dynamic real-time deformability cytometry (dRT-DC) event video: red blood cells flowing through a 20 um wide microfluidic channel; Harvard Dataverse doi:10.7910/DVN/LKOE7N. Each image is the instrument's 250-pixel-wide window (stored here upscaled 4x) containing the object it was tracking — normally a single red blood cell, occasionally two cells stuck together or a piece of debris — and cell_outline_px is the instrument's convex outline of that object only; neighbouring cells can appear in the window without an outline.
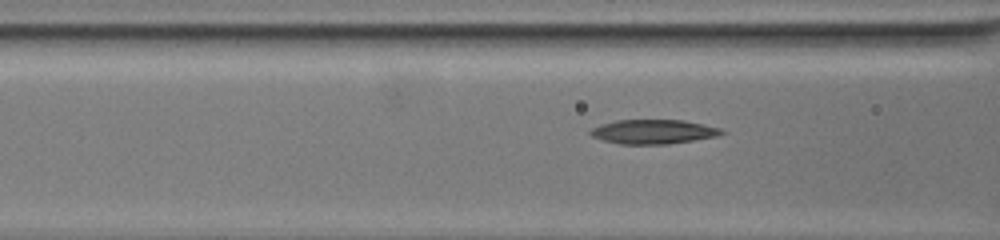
{"species": "common noctule bat (a hibernating species)", "species_latin": "Nyctalus noctula", "temperature_condition": "warm", "stored_images_in_passage": 42, "camera_frame_rate_fps": 3000, "um_per_image_px": 0.085, "animal": {"sex": "female", "body_mass_g": 19.5, "forearm_length_mm": 54.1}, "frame": {"image": 1, "passage_image": 11, "time_ms": 3.333, "image_size_px": [1000, 240], "cell_outline_px": [[724, 132], [716, 136], [668, 144], [620, 144], [604, 140], [592, 136], [588, 132], [592, 128], [600, 124], [616, 120], [684, 120], [720, 128]], "centroid_in_image_um": [55.49, 11.19], "position_along_channel_um": 111.1, "area_um2": 18.38}}
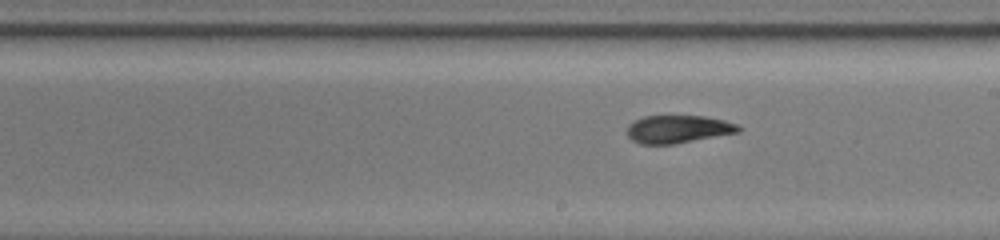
{"frame": {"image": 2, "passage_image": 23, "time_ms": 7.333, "image_size_px": [1000, 240], "cell_outline_px": [[740, 132], [672, 144], [640, 144], [632, 140], [628, 136], [628, 124], [644, 116], [704, 116], [724, 120], [736, 124], [740, 128]], "centroid_in_image_um": [57.62, 10.98], "position_along_channel_um": 231.4, "area_um2": 17.86}}
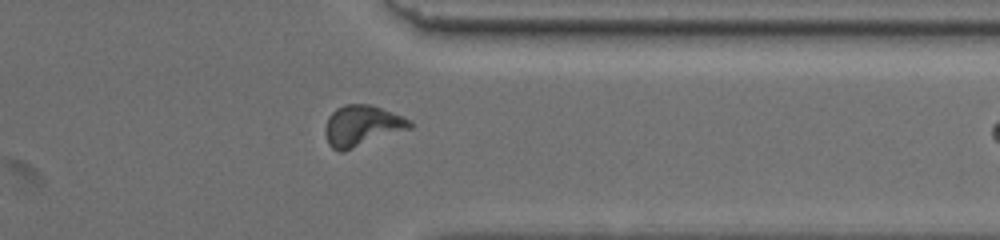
{"frame": {"image": 3, "passage_image": 38, "time_ms": 12.333, "image_size_px": [1000, 240], "cell_outline_px": [[412, 128], [344, 152], [340, 152], [332, 148], [328, 144], [324, 132], [324, 128], [328, 116], [336, 108], [344, 104], [372, 104], [400, 116], [408, 120], [412, 124]], "centroid_in_image_um": [30.72, 10.7], "position_along_channel_um": 380.7, "area_um2": 20.29}}